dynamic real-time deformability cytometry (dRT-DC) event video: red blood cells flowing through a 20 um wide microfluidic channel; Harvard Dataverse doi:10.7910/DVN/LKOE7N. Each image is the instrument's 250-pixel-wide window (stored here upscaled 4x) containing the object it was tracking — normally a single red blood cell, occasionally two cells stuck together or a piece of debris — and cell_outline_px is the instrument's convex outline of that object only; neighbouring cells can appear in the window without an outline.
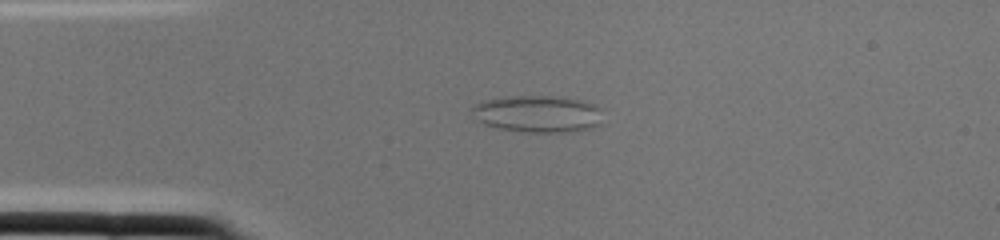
{"species": "common noctule bat (a hibernating species)", "species_latin": "Nyctalus noctula", "temperature_condition": "cold", "stored_images_in_passage": 1, "camera_frame_rate_fps": 3000, "um_per_image_px": 0.085, "animal": {"sex": "female", "body_mass_g": 22.0, "forearm_length_mm": 56.7}, "frame": {"image": 1, "passage_image": 1, "time_ms": 0.0, "image_size_px": [1000, 240], "cell_outline_px": [[604, 124], [592, 128], [564, 132], [524, 132], [500, 128], [484, 124], [476, 120], [472, 108], [476, 104], [484, 100], [508, 96], [548, 96], [580, 100], [596, 104], [600, 108]], "centroid_in_image_um": [45.76, 9.68], "position_along_channel_um": 39.2, "area_um2": 28.26}}